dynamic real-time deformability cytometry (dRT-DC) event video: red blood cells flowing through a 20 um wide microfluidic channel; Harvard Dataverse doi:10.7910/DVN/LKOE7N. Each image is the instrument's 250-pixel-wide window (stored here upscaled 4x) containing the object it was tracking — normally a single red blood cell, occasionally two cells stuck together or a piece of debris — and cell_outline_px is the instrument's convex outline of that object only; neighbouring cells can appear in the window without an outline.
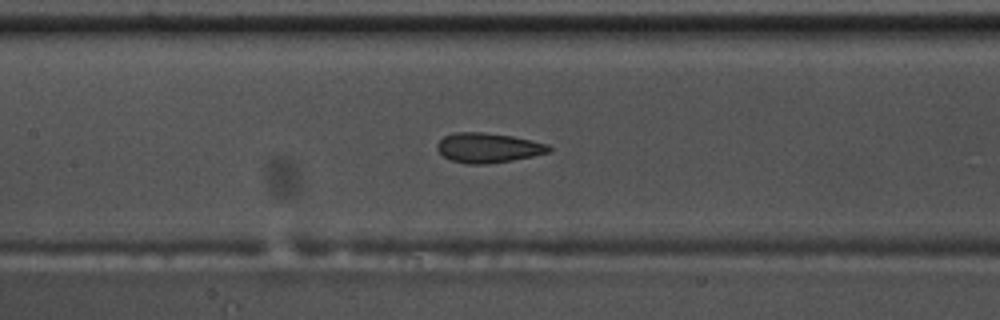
{"species": "common noctule bat (a hibernating species)", "species_latin": "Nyctalus noctula", "temperature_condition": "warm", "stored_images_in_passage": 28, "camera_frame_rate_fps": 3000, "um_per_image_px": 0.085, "animal": {"sex": "male", "body_mass_g": 17.5, "forearm_length_mm": 52.3}, "frame": {"image": 1, "passage_image": 16, "time_ms": 5.0, "image_size_px": [1000, 320], "cell_outline_px": [[552, 148], [548, 152], [532, 156], [512, 160], [484, 164], [468, 164], [452, 160], [444, 156], [436, 148], [436, 144], [444, 136], [456, 132], [480, 132], [512, 136], [548, 144]], "centroid_in_image_um": [41.47, 12.56], "position_along_channel_um": 165.9, "area_um2": 19.13}}
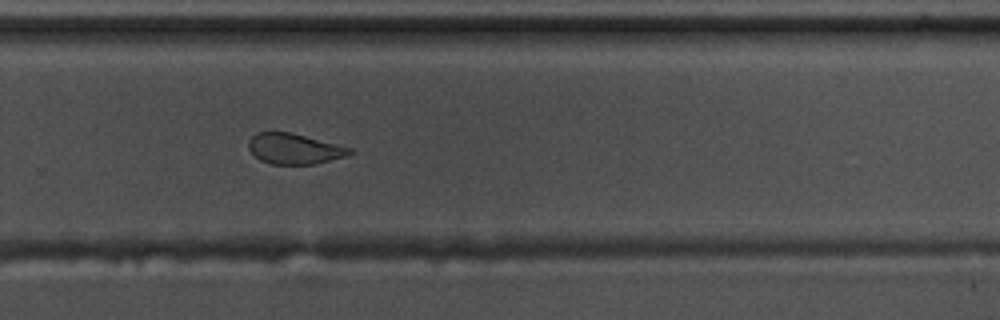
{"frame": {"image": 2, "passage_image": 27, "time_ms": 8.667, "image_size_px": [1000, 320], "cell_outline_px": [[356, 152], [348, 156], [316, 164], [272, 164], [260, 160], [248, 148], [248, 140], [256, 132], [288, 132], [352, 148]], "centroid_in_image_um": [25.04, 12.66], "position_along_channel_um": 304.8, "area_um2": 17.98}}